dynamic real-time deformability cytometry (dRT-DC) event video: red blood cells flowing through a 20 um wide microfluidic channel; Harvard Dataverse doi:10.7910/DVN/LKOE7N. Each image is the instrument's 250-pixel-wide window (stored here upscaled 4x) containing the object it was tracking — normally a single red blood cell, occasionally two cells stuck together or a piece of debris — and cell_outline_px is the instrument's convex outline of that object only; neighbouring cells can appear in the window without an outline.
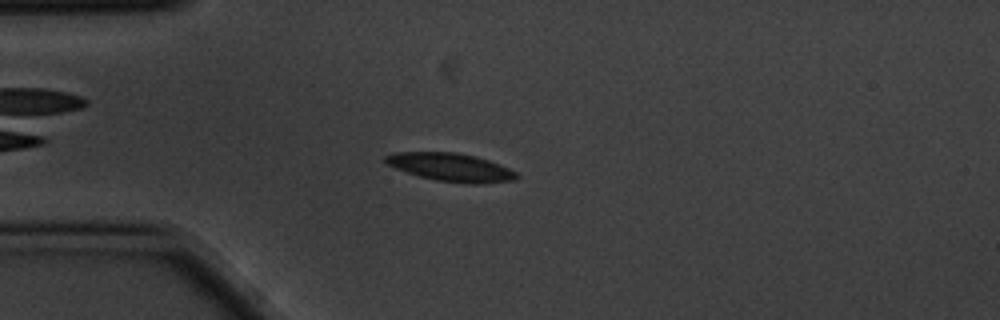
{"species": "common noctule bat (a hibernating species)", "species_latin": "Nyctalus noctula", "temperature_condition": "cold", "stored_images_in_passage": 10, "camera_frame_rate_fps": 3000, "um_per_image_px": 0.085, "animal": {"sex": "male", "body_mass_g": 20.1, "forearm_length_mm": 53.5}, "frame": {"image": 1, "passage_image": 4, "time_ms": 1.0, "image_size_px": [1000, 320], "cell_outline_px": [[520, 176], [516, 180], [480, 184], [468, 184], [436, 180], [420, 176], [396, 168], [388, 164], [384, 160], [384, 156], [396, 152], [456, 152], [476, 156], [488, 160], [508, 168], [516, 172]], "centroid_in_image_um": [38.36, 14.22], "position_along_channel_um": 46.6, "area_um2": 21.44}}
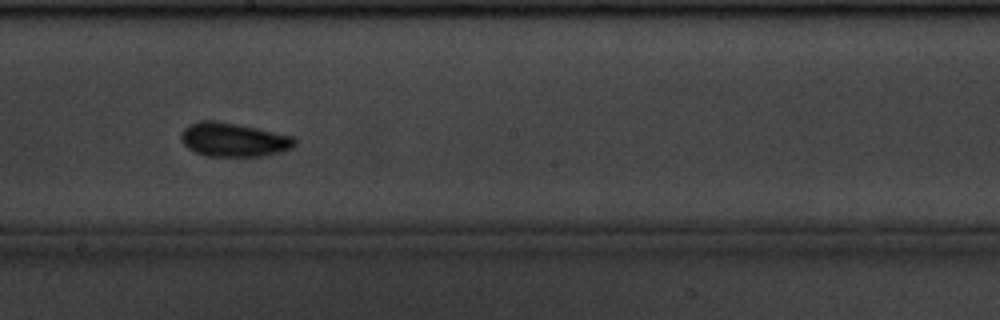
{"frame": {"image": 2, "passage_image": 9, "time_ms": 2.667, "image_size_px": [1000, 320], "cell_outline_px": [[296, 144], [292, 148], [280, 152], [264, 156], [208, 156], [196, 152], [188, 148], [184, 144], [180, 136], [184, 128], [192, 124], [236, 124], [296, 136]], "centroid_in_image_um": [19.97, 11.93], "position_along_channel_um": 228.2, "area_um2": 21.56}}
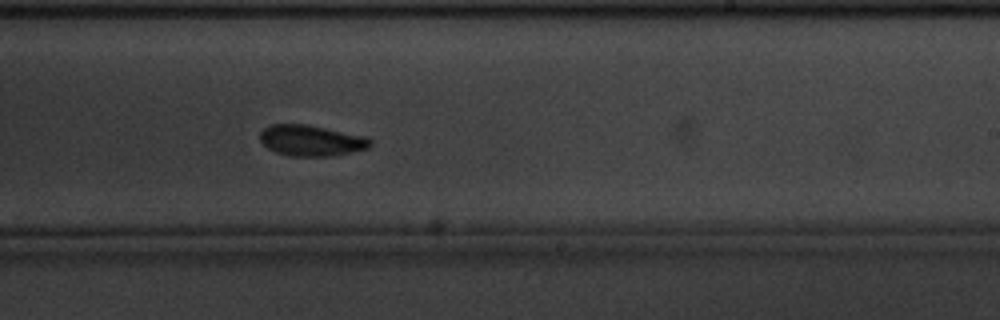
{"frame": {"image": 3, "passage_image": 10, "time_ms": 3.0, "image_size_px": [1000, 320], "cell_outline_px": [[372, 144], [368, 148], [352, 152], [328, 156], [288, 156], [276, 152], [268, 148], [260, 140], [260, 132], [264, 128], [272, 124], [308, 124], [368, 136], [372, 140]], "centroid_in_image_um": [26.49, 11.93], "position_along_channel_um": 262.5, "area_um2": 20.06}}